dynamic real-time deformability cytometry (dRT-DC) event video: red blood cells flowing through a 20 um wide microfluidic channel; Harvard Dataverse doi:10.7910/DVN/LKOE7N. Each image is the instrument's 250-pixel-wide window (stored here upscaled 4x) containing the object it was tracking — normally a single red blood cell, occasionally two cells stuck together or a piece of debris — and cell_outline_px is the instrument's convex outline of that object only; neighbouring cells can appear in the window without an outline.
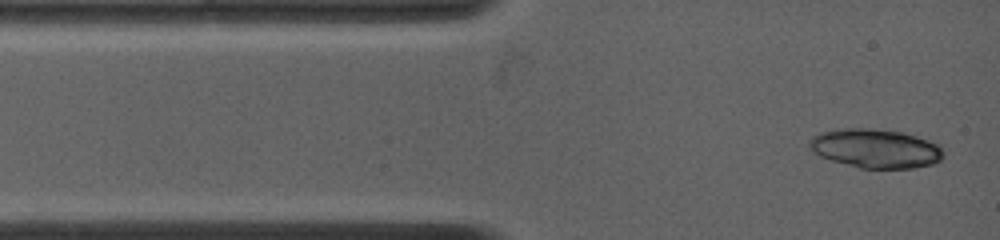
{"species": "common noctule bat (a hibernating species)", "species_latin": "Nyctalus noctula", "temperature_condition": "warm", "stored_images_in_passage": 3, "camera_frame_rate_fps": 4500, "um_per_image_px": 0.085, "animal": {"sex": "female", "body_mass_g": 19.0, "forearm_length_mm": 53.3}, "frame": {"image": 1, "passage_image": 1, "time_ms": 0.0, "image_size_px": [1000, 240], "cell_outline_px": [[944, 156], [940, 160], [932, 164], [916, 168], [860, 168], [832, 160], [820, 156], [812, 152], [808, 144], [808, 140], [812, 136], [820, 132], [844, 128], [868, 128], [904, 132], [928, 140], [936, 144], [944, 152]], "centroid_in_image_um": [74.4, 12.61], "position_along_channel_um": 10.6, "area_um2": 30.52}}